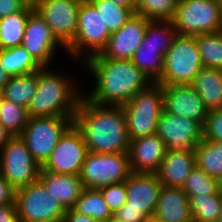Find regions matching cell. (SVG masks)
Returning <instances> with one entry per match:
<instances>
[{
	"label": "cell",
	"mask_w": 222,
	"mask_h": 222,
	"mask_svg": "<svg viewBox=\"0 0 222 222\" xmlns=\"http://www.w3.org/2000/svg\"><path fill=\"white\" fill-rule=\"evenodd\" d=\"M191 222H213V221H202V220H196V219H192Z\"/></svg>",
	"instance_id": "681fc988"
},
{
	"label": "cell",
	"mask_w": 222,
	"mask_h": 222,
	"mask_svg": "<svg viewBox=\"0 0 222 222\" xmlns=\"http://www.w3.org/2000/svg\"><path fill=\"white\" fill-rule=\"evenodd\" d=\"M48 68L37 71V90L27 108L29 117L74 116L83 93L71 78Z\"/></svg>",
	"instance_id": "3957f363"
},
{
	"label": "cell",
	"mask_w": 222,
	"mask_h": 222,
	"mask_svg": "<svg viewBox=\"0 0 222 222\" xmlns=\"http://www.w3.org/2000/svg\"><path fill=\"white\" fill-rule=\"evenodd\" d=\"M131 173L128 153L88 152L80 179L84 188L99 189L110 184L124 182Z\"/></svg>",
	"instance_id": "9c48e42d"
},
{
	"label": "cell",
	"mask_w": 222,
	"mask_h": 222,
	"mask_svg": "<svg viewBox=\"0 0 222 222\" xmlns=\"http://www.w3.org/2000/svg\"><path fill=\"white\" fill-rule=\"evenodd\" d=\"M107 222H125V221H123L113 215Z\"/></svg>",
	"instance_id": "7dc6e473"
},
{
	"label": "cell",
	"mask_w": 222,
	"mask_h": 222,
	"mask_svg": "<svg viewBox=\"0 0 222 222\" xmlns=\"http://www.w3.org/2000/svg\"><path fill=\"white\" fill-rule=\"evenodd\" d=\"M29 2L27 0H0V18L22 11Z\"/></svg>",
	"instance_id": "ab89813d"
},
{
	"label": "cell",
	"mask_w": 222,
	"mask_h": 222,
	"mask_svg": "<svg viewBox=\"0 0 222 222\" xmlns=\"http://www.w3.org/2000/svg\"><path fill=\"white\" fill-rule=\"evenodd\" d=\"M221 199H222V190H221ZM217 222H222V203H221L220 216Z\"/></svg>",
	"instance_id": "c3c4849f"
},
{
	"label": "cell",
	"mask_w": 222,
	"mask_h": 222,
	"mask_svg": "<svg viewBox=\"0 0 222 222\" xmlns=\"http://www.w3.org/2000/svg\"><path fill=\"white\" fill-rule=\"evenodd\" d=\"M100 13L103 24L110 34L118 31L134 14L127 7L118 5L111 0H88Z\"/></svg>",
	"instance_id": "f546056e"
},
{
	"label": "cell",
	"mask_w": 222,
	"mask_h": 222,
	"mask_svg": "<svg viewBox=\"0 0 222 222\" xmlns=\"http://www.w3.org/2000/svg\"><path fill=\"white\" fill-rule=\"evenodd\" d=\"M2 97H3L2 90H0V101H1Z\"/></svg>",
	"instance_id": "f5cc1de1"
},
{
	"label": "cell",
	"mask_w": 222,
	"mask_h": 222,
	"mask_svg": "<svg viewBox=\"0 0 222 222\" xmlns=\"http://www.w3.org/2000/svg\"><path fill=\"white\" fill-rule=\"evenodd\" d=\"M83 0H37L35 10L58 39L67 48L76 35L78 12Z\"/></svg>",
	"instance_id": "5bb4252c"
},
{
	"label": "cell",
	"mask_w": 222,
	"mask_h": 222,
	"mask_svg": "<svg viewBox=\"0 0 222 222\" xmlns=\"http://www.w3.org/2000/svg\"><path fill=\"white\" fill-rule=\"evenodd\" d=\"M63 222H104L92 217L75 212L73 209L66 210Z\"/></svg>",
	"instance_id": "7bdbcfd3"
},
{
	"label": "cell",
	"mask_w": 222,
	"mask_h": 222,
	"mask_svg": "<svg viewBox=\"0 0 222 222\" xmlns=\"http://www.w3.org/2000/svg\"><path fill=\"white\" fill-rule=\"evenodd\" d=\"M34 10V4L29 3L22 11L0 18V49L22 44L27 19Z\"/></svg>",
	"instance_id": "cb8c5ba5"
},
{
	"label": "cell",
	"mask_w": 222,
	"mask_h": 222,
	"mask_svg": "<svg viewBox=\"0 0 222 222\" xmlns=\"http://www.w3.org/2000/svg\"><path fill=\"white\" fill-rule=\"evenodd\" d=\"M203 138L222 142V109L208 112L203 126Z\"/></svg>",
	"instance_id": "74e56055"
},
{
	"label": "cell",
	"mask_w": 222,
	"mask_h": 222,
	"mask_svg": "<svg viewBox=\"0 0 222 222\" xmlns=\"http://www.w3.org/2000/svg\"><path fill=\"white\" fill-rule=\"evenodd\" d=\"M203 67L222 70V31L196 36Z\"/></svg>",
	"instance_id": "4dcf8cb0"
},
{
	"label": "cell",
	"mask_w": 222,
	"mask_h": 222,
	"mask_svg": "<svg viewBox=\"0 0 222 222\" xmlns=\"http://www.w3.org/2000/svg\"><path fill=\"white\" fill-rule=\"evenodd\" d=\"M221 203V192L216 195L190 196L189 205L192 218L217 222L220 216Z\"/></svg>",
	"instance_id": "e575fe53"
},
{
	"label": "cell",
	"mask_w": 222,
	"mask_h": 222,
	"mask_svg": "<svg viewBox=\"0 0 222 222\" xmlns=\"http://www.w3.org/2000/svg\"><path fill=\"white\" fill-rule=\"evenodd\" d=\"M112 2L130 8L134 13H136L137 5L134 3V0H111Z\"/></svg>",
	"instance_id": "bcb514c9"
},
{
	"label": "cell",
	"mask_w": 222,
	"mask_h": 222,
	"mask_svg": "<svg viewBox=\"0 0 222 222\" xmlns=\"http://www.w3.org/2000/svg\"><path fill=\"white\" fill-rule=\"evenodd\" d=\"M115 217L125 222H148L150 219L139 209L126 208L124 205L114 214Z\"/></svg>",
	"instance_id": "f35d334b"
},
{
	"label": "cell",
	"mask_w": 222,
	"mask_h": 222,
	"mask_svg": "<svg viewBox=\"0 0 222 222\" xmlns=\"http://www.w3.org/2000/svg\"><path fill=\"white\" fill-rule=\"evenodd\" d=\"M37 90V71L11 77L2 90L3 98L28 108Z\"/></svg>",
	"instance_id": "4316f807"
},
{
	"label": "cell",
	"mask_w": 222,
	"mask_h": 222,
	"mask_svg": "<svg viewBox=\"0 0 222 222\" xmlns=\"http://www.w3.org/2000/svg\"><path fill=\"white\" fill-rule=\"evenodd\" d=\"M12 137L10 132L0 123V149L8 142Z\"/></svg>",
	"instance_id": "ee69618b"
},
{
	"label": "cell",
	"mask_w": 222,
	"mask_h": 222,
	"mask_svg": "<svg viewBox=\"0 0 222 222\" xmlns=\"http://www.w3.org/2000/svg\"><path fill=\"white\" fill-rule=\"evenodd\" d=\"M182 189L188 198L190 196L216 195L221 192L222 183L196 166L191 170Z\"/></svg>",
	"instance_id": "1f68e13d"
},
{
	"label": "cell",
	"mask_w": 222,
	"mask_h": 222,
	"mask_svg": "<svg viewBox=\"0 0 222 222\" xmlns=\"http://www.w3.org/2000/svg\"><path fill=\"white\" fill-rule=\"evenodd\" d=\"M190 85L208 111L222 109V70L203 67Z\"/></svg>",
	"instance_id": "603a6c76"
},
{
	"label": "cell",
	"mask_w": 222,
	"mask_h": 222,
	"mask_svg": "<svg viewBox=\"0 0 222 222\" xmlns=\"http://www.w3.org/2000/svg\"><path fill=\"white\" fill-rule=\"evenodd\" d=\"M142 0H134V3L138 5Z\"/></svg>",
	"instance_id": "816d5d0a"
},
{
	"label": "cell",
	"mask_w": 222,
	"mask_h": 222,
	"mask_svg": "<svg viewBox=\"0 0 222 222\" xmlns=\"http://www.w3.org/2000/svg\"><path fill=\"white\" fill-rule=\"evenodd\" d=\"M163 108L166 112L199 122L206 121L208 110L190 84L162 85Z\"/></svg>",
	"instance_id": "e0dca14e"
},
{
	"label": "cell",
	"mask_w": 222,
	"mask_h": 222,
	"mask_svg": "<svg viewBox=\"0 0 222 222\" xmlns=\"http://www.w3.org/2000/svg\"><path fill=\"white\" fill-rule=\"evenodd\" d=\"M29 3L34 4L37 0H27Z\"/></svg>",
	"instance_id": "f907efd6"
},
{
	"label": "cell",
	"mask_w": 222,
	"mask_h": 222,
	"mask_svg": "<svg viewBox=\"0 0 222 222\" xmlns=\"http://www.w3.org/2000/svg\"><path fill=\"white\" fill-rule=\"evenodd\" d=\"M179 0H142L136 8V14L150 21H171L175 15Z\"/></svg>",
	"instance_id": "d590c367"
},
{
	"label": "cell",
	"mask_w": 222,
	"mask_h": 222,
	"mask_svg": "<svg viewBox=\"0 0 222 222\" xmlns=\"http://www.w3.org/2000/svg\"><path fill=\"white\" fill-rule=\"evenodd\" d=\"M39 180L65 210L73 208L84 189L80 176L40 171Z\"/></svg>",
	"instance_id": "44dd1931"
},
{
	"label": "cell",
	"mask_w": 222,
	"mask_h": 222,
	"mask_svg": "<svg viewBox=\"0 0 222 222\" xmlns=\"http://www.w3.org/2000/svg\"><path fill=\"white\" fill-rule=\"evenodd\" d=\"M27 108L2 97L0 101V123L12 136H19L28 122Z\"/></svg>",
	"instance_id": "836d02e7"
},
{
	"label": "cell",
	"mask_w": 222,
	"mask_h": 222,
	"mask_svg": "<svg viewBox=\"0 0 222 222\" xmlns=\"http://www.w3.org/2000/svg\"><path fill=\"white\" fill-rule=\"evenodd\" d=\"M21 45L42 67L49 66L58 46L66 50L36 10L27 19Z\"/></svg>",
	"instance_id": "9a60e30c"
},
{
	"label": "cell",
	"mask_w": 222,
	"mask_h": 222,
	"mask_svg": "<svg viewBox=\"0 0 222 222\" xmlns=\"http://www.w3.org/2000/svg\"><path fill=\"white\" fill-rule=\"evenodd\" d=\"M121 106L130 140L156 134L158 120L164 109L163 87L152 83Z\"/></svg>",
	"instance_id": "277c9868"
},
{
	"label": "cell",
	"mask_w": 222,
	"mask_h": 222,
	"mask_svg": "<svg viewBox=\"0 0 222 222\" xmlns=\"http://www.w3.org/2000/svg\"><path fill=\"white\" fill-rule=\"evenodd\" d=\"M195 156L196 166L222 183V142L203 138Z\"/></svg>",
	"instance_id": "484cf974"
},
{
	"label": "cell",
	"mask_w": 222,
	"mask_h": 222,
	"mask_svg": "<svg viewBox=\"0 0 222 222\" xmlns=\"http://www.w3.org/2000/svg\"><path fill=\"white\" fill-rule=\"evenodd\" d=\"M0 222H20L15 203L0 206Z\"/></svg>",
	"instance_id": "b9f144b4"
},
{
	"label": "cell",
	"mask_w": 222,
	"mask_h": 222,
	"mask_svg": "<svg viewBox=\"0 0 222 222\" xmlns=\"http://www.w3.org/2000/svg\"><path fill=\"white\" fill-rule=\"evenodd\" d=\"M127 191L126 208L142 211L152 219L162 184L156 173H131L125 181Z\"/></svg>",
	"instance_id": "ac0fdd59"
},
{
	"label": "cell",
	"mask_w": 222,
	"mask_h": 222,
	"mask_svg": "<svg viewBox=\"0 0 222 222\" xmlns=\"http://www.w3.org/2000/svg\"><path fill=\"white\" fill-rule=\"evenodd\" d=\"M73 123L82 132L89 152L128 153L130 139L122 106L99 105L82 96Z\"/></svg>",
	"instance_id": "6da1fadb"
},
{
	"label": "cell",
	"mask_w": 222,
	"mask_h": 222,
	"mask_svg": "<svg viewBox=\"0 0 222 222\" xmlns=\"http://www.w3.org/2000/svg\"><path fill=\"white\" fill-rule=\"evenodd\" d=\"M74 116L29 117L19 135L35 161L42 166L60 137L73 124Z\"/></svg>",
	"instance_id": "52a82bcc"
},
{
	"label": "cell",
	"mask_w": 222,
	"mask_h": 222,
	"mask_svg": "<svg viewBox=\"0 0 222 222\" xmlns=\"http://www.w3.org/2000/svg\"><path fill=\"white\" fill-rule=\"evenodd\" d=\"M152 219L156 222H191L189 198L184 190L162 185Z\"/></svg>",
	"instance_id": "ffe728a7"
},
{
	"label": "cell",
	"mask_w": 222,
	"mask_h": 222,
	"mask_svg": "<svg viewBox=\"0 0 222 222\" xmlns=\"http://www.w3.org/2000/svg\"><path fill=\"white\" fill-rule=\"evenodd\" d=\"M10 78L11 76L5 71L0 60V90H3L4 86L9 82Z\"/></svg>",
	"instance_id": "f6af8a7d"
},
{
	"label": "cell",
	"mask_w": 222,
	"mask_h": 222,
	"mask_svg": "<svg viewBox=\"0 0 222 222\" xmlns=\"http://www.w3.org/2000/svg\"><path fill=\"white\" fill-rule=\"evenodd\" d=\"M99 190L113 214L127 201L125 181L101 187Z\"/></svg>",
	"instance_id": "8d00e7d4"
},
{
	"label": "cell",
	"mask_w": 222,
	"mask_h": 222,
	"mask_svg": "<svg viewBox=\"0 0 222 222\" xmlns=\"http://www.w3.org/2000/svg\"><path fill=\"white\" fill-rule=\"evenodd\" d=\"M148 78L156 83L163 74L161 48L154 44H141L130 59Z\"/></svg>",
	"instance_id": "83f0119b"
},
{
	"label": "cell",
	"mask_w": 222,
	"mask_h": 222,
	"mask_svg": "<svg viewBox=\"0 0 222 222\" xmlns=\"http://www.w3.org/2000/svg\"><path fill=\"white\" fill-rule=\"evenodd\" d=\"M0 155V174L15 190L39 179L41 166L20 136H12L0 149Z\"/></svg>",
	"instance_id": "30bf717a"
},
{
	"label": "cell",
	"mask_w": 222,
	"mask_h": 222,
	"mask_svg": "<svg viewBox=\"0 0 222 222\" xmlns=\"http://www.w3.org/2000/svg\"><path fill=\"white\" fill-rule=\"evenodd\" d=\"M88 152L82 132L73 123L60 137L40 171L80 176Z\"/></svg>",
	"instance_id": "7c38bea8"
},
{
	"label": "cell",
	"mask_w": 222,
	"mask_h": 222,
	"mask_svg": "<svg viewBox=\"0 0 222 222\" xmlns=\"http://www.w3.org/2000/svg\"><path fill=\"white\" fill-rule=\"evenodd\" d=\"M171 21L181 36L222 31L221 0H179Z\"/></svg>",
	"instance_id": "5b68a950"
},
{
	"label": "cell",
	"mask_w": 222,
	"mask_h": 222,
	"mask_svg": "<svg viewBox=\"0 0 222 222\" xmlns=\"http://www.w3.org/2000/svg\"><path fill=\"white\" fill-rule=\"evenodd\" d=\"M194 167L195 153L166 151L156 174L162 185L182 188Z\"/></svg>",
	"instance_id": "7402d4cb"
},
{
	"label": "cell",
	"mask_w": 222,
	"mask_h": 222,
	"mask_svg": "<svg viewBox=\"0 0 222 222\" xmlns=\"http://www.w3.org/2000/svg\"><path fill=\"white\" fill-rule=\"evenodd\" d=\"M72 209L104 222L113 216L99 189L84 188Z\"/></svg>",
	"instance_id": "f1b7e54d"
},
{
	"label": "cell",
	"mask_w": 222,
	"mask_h": 222,
	"mask_svg": "<svg viewBox=\"0 0 222 222\" xmlns=\"http://www.w3.org/2000/svg\"><path fill=\"white\" fill-rule=\"evenodd\" d=\"M110 35L103 24L100 13L88 0H83L78 12V25L74 41L65 51L76 58L77 56L80 57L83 51H86L84 58L87 59L89 56L101 52Z\"/></svg>",
	"instance_id": "8fae6325"
},
{
	"label": "cell",
	"mask_w": 222,
	"mask_h": 222,
	"mask_svg": "<svg viewBox=\"0 0 222 222\" xmlns=\"http://www.w3.org/2000/svg\"><path fill=\"white\" fill-rule=\"evenodd\" d=\"M203 68L196 36L177 35L163 55V74L159 85L190 84Z\"/></svg>",
	"instance_id": "8992f818"
},
{
	"label": "cell",
	"mask_w": 222,
	"mask_h": 222,
	"mask_svg": "<svg viewBox=\"0 0 222 222\" xmlns=\"http://www.w3.org/2000/svg\"><path fill=\"white\" fill-rule=\"evenodd\" d=\"M15 189L0 174V206L15 203Z\"/></svg>",
	"instance_id": "60d3db41"
},
{
	"label": "cell",
	"mask_w": 222,
	"mask_h": 222,
	"mask_svg": "<svg viewBox=\"0 0 222 222\" xmlns=\"http://www.w3.org/2000/svg\"><path fill=\"white\" fill-rule=\"evenodd\" d=\"M150 20L134 13L115 33H112L99 58L130 60L141 45Z\"/></svg>",
	"instance_id": "2e32d148"
},
{
	"label": "cell",
	"mask_w": 222,
	"mask_h": 222,
	"mask_svg": "<svg viewBox=\"0 0 222 222\" xmlns=\"http://www.w3.org/2000/svg\"><path fill=\"white\" fill-rule=\"evenodd\" d=\"M0 60L5 71L11 77L30 74L42 68L22 45L0 49Z\"/></svg>",
	"instance_id": "d4e9b609"
},
{
	"label": "cell",
	"mask_w": 222,
	"mask_h": 222,
	"mask_svg": "<svg viewBox=\"0 0 222 222\" xmlns=\"http://www.w3.org/2000/svg\"><path fill=\"white\" fill-rule=\"evenodd\" d=\"M178 33L172 21H149L141 44H154L164 55L172 46Z\"/></svg>",
	"instance_id": "d6a6232c"
},
{
	"label": "cell",
	"mask_w": 222,
	"mask_h": 222,
	"mask_svg": "<svg viewBox=\"0 0 222 222\" xmlns=\"http://www.w3.org/2000/svg\"><path fill=\"white\" fill-rule=\"evenodd\" d=\"M165 153L166 145L157 134L130 140V169L133 173H156Z\"/></svg>",
	"instance_id": "d6986e66"
},
{
	"label": "cell",
	"mask_w": 222,
	"mask_h": 222,
	"mask_svg": "<svg viewBox=\"0 0 222 222\" xmlns=\"http://www.w3.org/2000/svg\"><path fill=\"white\" fill-rule=\"evenodd\" d=\"M85 66L96 79L93 91L85 98L99 105L121 106L153 82L131 60L99 58L84 59Z\"/></svg>",
	"instance_id": "7a4b0ae2"
},
{
	"label": "cell",
	"mask_w": 222,
	"mask_h": 222,
	"mask_svg": "<svg viewBox=\"0 0 222 222\" xmlns=\"http://www.w3.org/2000/svg\"><path fill=\"white\" fill-rule=\"evenodd\" d=\"M156 134L166 145V151L196 153L203 140V126L182 116L161 112Z\"/></svg>",
	"instance_id": "4fadbf2b"
},
{
	"label": "cell",
	"mask_w": 222,
	"mask_h": 222,
	"mask_svg": "<svg viewBox=\"0 0 222 222\" xmlns=\"http://www.w3.org/2000/svg\"><path fill=\"white\" fill-rule=\"evenodd\" d=\"M20 222H63L66 210L38 179L15 191Z\"/></svg>",
	"instance_id": "ba28073f"
}]
</instances>
